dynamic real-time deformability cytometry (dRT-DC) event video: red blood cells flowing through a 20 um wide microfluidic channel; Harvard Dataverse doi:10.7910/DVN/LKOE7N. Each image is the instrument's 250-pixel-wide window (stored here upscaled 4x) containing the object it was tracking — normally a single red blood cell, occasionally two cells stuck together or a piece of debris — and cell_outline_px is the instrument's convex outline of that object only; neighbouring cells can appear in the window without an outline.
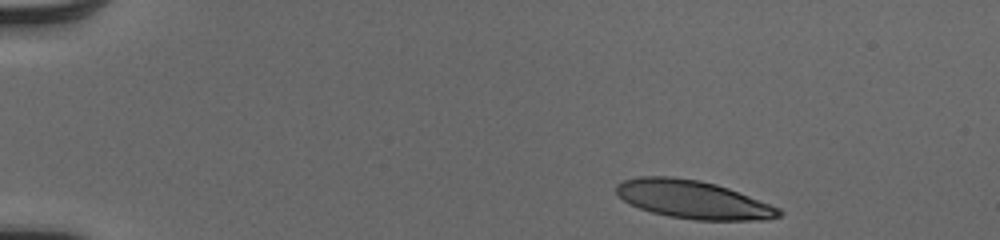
{"species": "human", "species_latin": "Homo sapiens", "temperature_condition": "cold", "stored_images_in_passage": 44, "camera_frame_rate_fps": 3000, "um_per_image_px": 0.085, "donor": {"sex": "male"}, "frame": {"image": 1, "passage_image": 1, "time_ms": 0.0, "image_size_px": [1000, 240], "cell_outline_px": [[784, 212], [780, 216], [768, 220], [696, 220], [668, 216], [652, 212], [640, 208], [624, 200], [616, 192], [616, 184], [624, 180], [640, 176], [672, 176], [700, 180], [716, 184], [728, 188], [780, 208]], "centroid_in_image_um": [58.93, 16.96], "position_along_channel_um": 26.1, "area_um2": 36.07}}
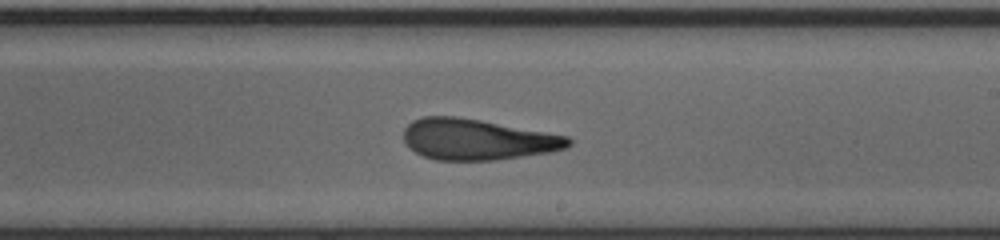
{"frame": {"image": 2, "passage_image": 25, "time_ms": 8.0, "image_size_px": [1000, 240], "cell_outline_px": [[572, 144], [568, 148], [552, 152], [496, 160], [436, 160], [424, 156], [416, 152], [404, 140], [404, 128], [412, 120], [424, 116], [456, 116], [480, 120], [568, 136], [572, 140]], "centroid_in_image_um": [40.6, 11.85], "position_along_channel_um": 248.4, "area_um2": 39.25}}
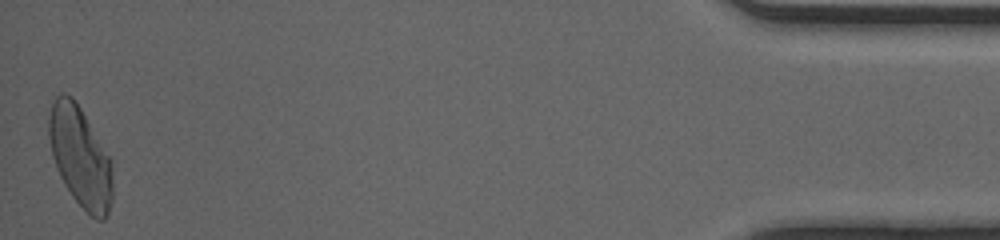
{"frame": {"image": 3, "passage_image": 44, "time_ms": 14.333, "image_size_px": [1000, 240], "cell_outline_px": [[112, 200], [108, 216], [104, 220], [96, 220], [72, 196], [64, 184], [56, 168], [52, 156], [48, 136], [48, 120], [52, 104], [56, 96], [60, 92], [64, 92], [72, 96], [80, 108], [112, 160]], "centroid_in_image_um": [6.82, 13.34], "position_along_channel_um": 428.4, "area_um2": 37.34}, "authors_computed_cell_mechanics": {"area_um2": 38.8705, "velocity_mm_per_s": 4.1127, "shape_relaxation_time_tau1_ms": 4.7933, "shape_relaxation_time_tau2_ms": 1.3903, "deformation_change_tau1": 0.2236, "deformation_change_tau2": 0.1146}}